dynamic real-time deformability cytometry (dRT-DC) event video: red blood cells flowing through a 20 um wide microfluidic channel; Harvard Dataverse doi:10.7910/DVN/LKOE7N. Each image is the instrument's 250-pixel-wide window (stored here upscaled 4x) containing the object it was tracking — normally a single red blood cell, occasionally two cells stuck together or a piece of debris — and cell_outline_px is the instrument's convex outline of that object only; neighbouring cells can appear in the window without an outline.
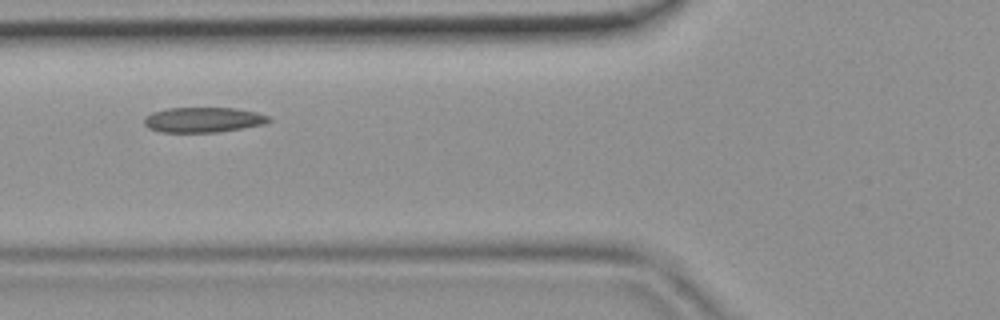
{"species": "common noctule bat (a hibernating species)", "species_latin": "Nyctalus noctula", "temperature_condition": "room temperature", "stored_images_in_passage": 5, "camera_frame_rate_fps": 3000, "um_per_image_px": 0.085, "animal": {"sex": "female", "body_mass_g": 19.9}, "frame": {"image": 1, "passage_image": 4, "time_ms": 1.0, "image_size_px": [1000, 320], "cell_outline_px": [[272, 120], [264, 124], [220, 132], [160, 132], [148, 128], [144, 124], [144, 116], [152, 112], [168, 108], [236, 108], [256, 112], [272, 116]], "centroid_in_image_um": [17.29, 10.18], "position_along_channel_um": 108.5, "area_um2": 18.44}}
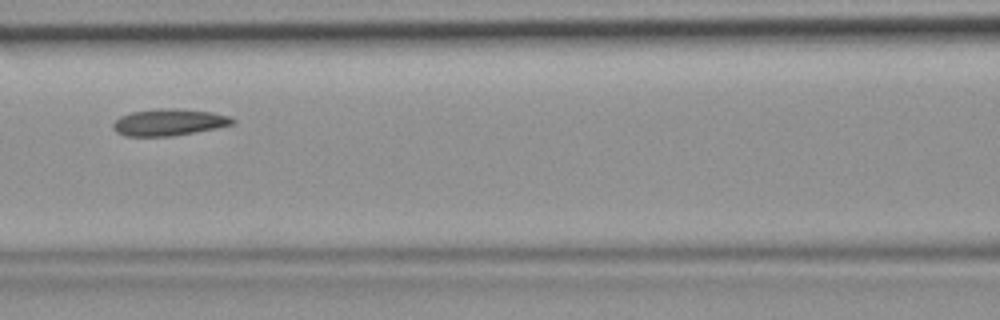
{"frame": {"image": 2, "passage_image": 5, "time_ms": 1.333, "image_size_px": [1000, 320], "cell_outline_px": [[236, 124], [196, 132], [172, 136], [124, 136], [116, 132], [112, 128], [112, 124], [120, 116], [132, 112], [160, 108], [172, 108], [212, 112], [228, 116], [236, 120]], "centroid_in_image_um": [14.36, 10.4], "position_along_channel_um": 152.2, "area_um2": 18.67}}